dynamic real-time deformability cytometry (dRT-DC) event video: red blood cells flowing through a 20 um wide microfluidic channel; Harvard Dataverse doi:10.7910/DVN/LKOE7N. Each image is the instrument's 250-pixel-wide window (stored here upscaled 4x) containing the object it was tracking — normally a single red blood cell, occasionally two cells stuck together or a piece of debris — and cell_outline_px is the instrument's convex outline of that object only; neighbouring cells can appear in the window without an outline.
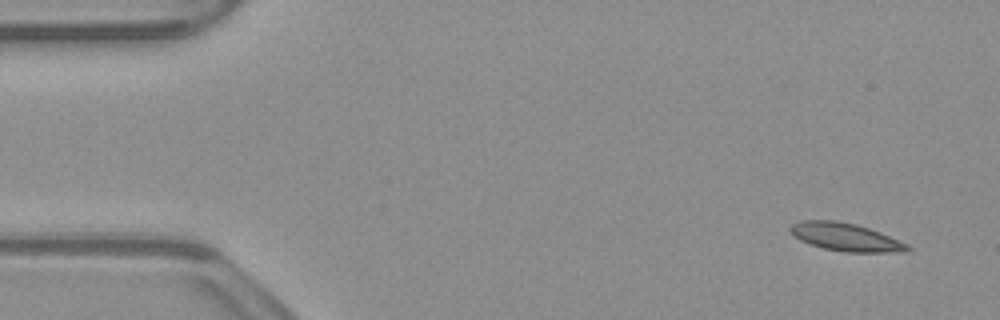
{"species": "common noctule bat (a hibernating species)", "species_latin": "Nyctalus noctula", "temperature_condition": "warm", "stored_images_in_passage": 51, "camera_frame_rate_fps": 3000, "um_per_image_px": 0.085, "animal": {"sex": "male", "body_mass_g": 23.1, "forearm_length_mm": 52.7}, "frame": {"image": 1, "passage_image": 1, "time_ms": 0.0, "image_size_px": [1000, 320], "cell_outline_px": [[912, 248], [908, 252], [844, 252], [824, 248], [800, 240], [788, 228], [792, 224], [800, 220], [836, 220], [856, 224], [880, 232], [908, 244]], "centroid_in_image_um": [71.91, 20.15], "position_along_channel_um": 13.1, "area_um2": 19.02}}
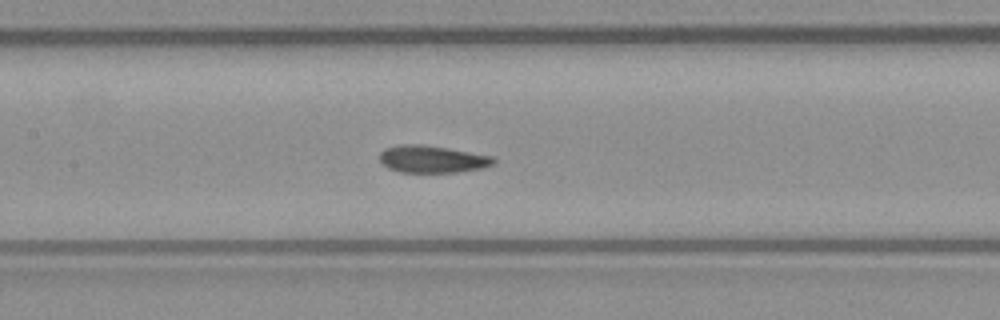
{"frame": {"image": 2, "passage_image": 22, "time_ms": 7.0, "image_size_px": [1000, 320], "cell_outline_px": [[496, 160], [492, 164], [484, 168], [456, 172], [400, 172], [388, 168], [380, 164], [380, 152], [384, 148], [400, 144], [424, 144], [448, 148], [492, 156]], "centroid_in_image_um": [36.69, 13.52], "position_along_channel_um": 170.7, "area_um2": 18.21}}
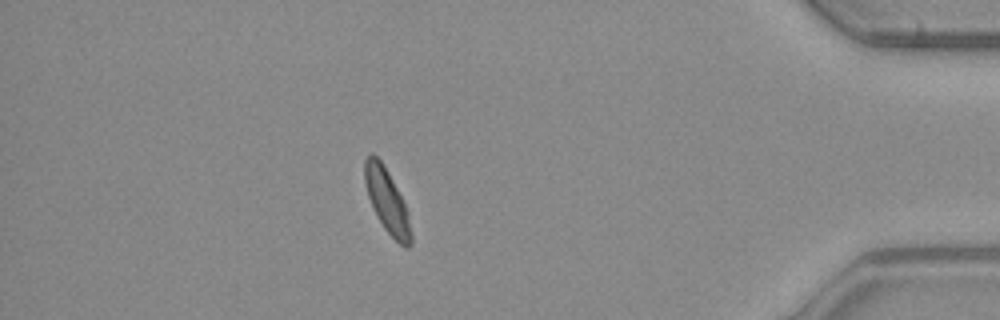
{"frame": {"image": 3, "passage_image": 44, "time_ms": 14.333, "image_size_px": [1000, 320], "cell_outline_px": [[412, 244], [408, 248], [404, 248], [384, 228], [372, 208], [364, 184], [364, 160], [372, 152], [380, 160], [388, 172], [404, 200], [408, 212], [412, 232]], "centroid_in_image_um": [32.91, 17.09], "position_along_channel_um": 402.3, "area_um2": 17.4}, "authors_computed_cell_mechanics": {"area_um2": 18.2648, "velocity_mm_per_s": 3.8454, "shape_relaxation_time_tau1_ms": null, "shape_relaxation_time_tau2_ms": 0.898, "deformation_change_tau1": null, "deformation_change_tau2": 0.0438}}